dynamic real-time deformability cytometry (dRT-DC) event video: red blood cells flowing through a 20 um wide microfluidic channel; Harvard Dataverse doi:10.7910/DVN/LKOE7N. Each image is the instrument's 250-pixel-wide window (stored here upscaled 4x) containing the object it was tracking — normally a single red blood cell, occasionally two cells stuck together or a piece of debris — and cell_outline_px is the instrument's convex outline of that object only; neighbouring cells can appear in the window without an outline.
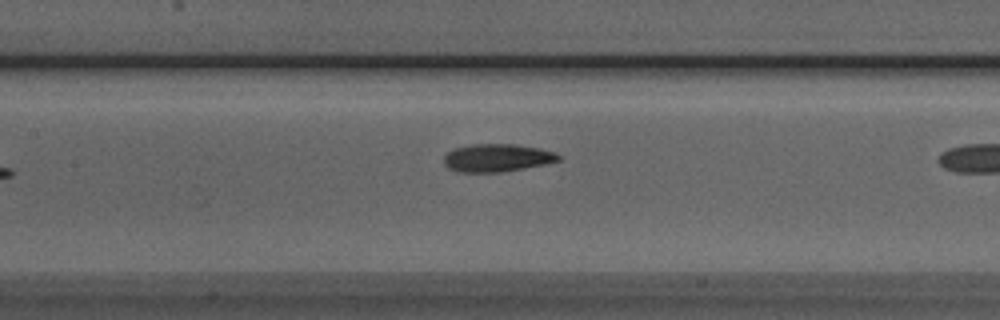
{"species": "Egyptian fruit bat (a non-hibernating species)", "species_latin": "Rousettus aegyptiacus", "temperature_condition": "room temperature", "stored_images_in_passage": 8, "camera_frame_rate_fps": 3000, "um_per_image_px": 0.085, "animal": {"sex": "male"}, "frame": {"image": 1, "passage_image": 7, "time_ms": 7.333, "image_size_px": [1000, 320], "cell_outline_px": [[560, 160], [544, 164], [500, 172], [456, 172], [448, 168], [444, 164], [444, 156], [452, 148], [472, 144], [516, 144], [540, 148], [556, 152], [560, 156]], "centroid_in_image_um": [42.22, 13.41], "position_along_channel_um": 165.2, "area_um2": 18.67}}